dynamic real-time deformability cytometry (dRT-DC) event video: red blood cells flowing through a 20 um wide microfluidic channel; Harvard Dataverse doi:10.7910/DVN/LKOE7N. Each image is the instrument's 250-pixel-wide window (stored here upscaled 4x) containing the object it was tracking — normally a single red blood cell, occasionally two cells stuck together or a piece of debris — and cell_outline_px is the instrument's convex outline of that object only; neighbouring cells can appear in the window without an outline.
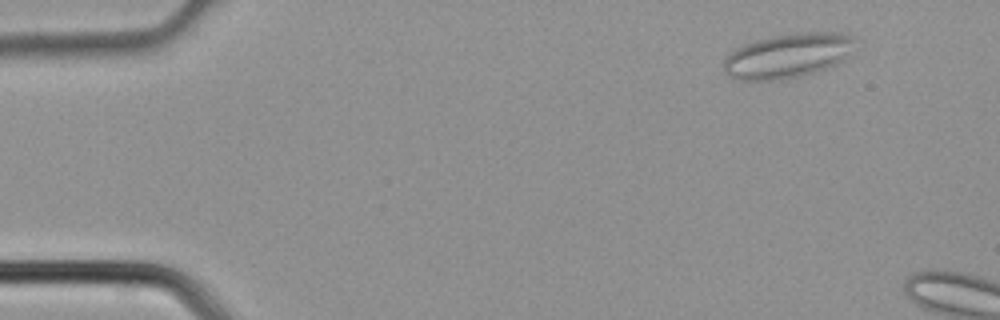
{"species": "common noctule bat (a hibernating species)", "species_latin": "Nyctalus noctula", "temperature_condition": "cold", "stored_images_in_passage": 3, "camera_frame_rate_fps": 3000, "um_per_image_px": 0.085, "animal": {"sex": "male", "body_mass_g": 21.5, "forearm_length_mm": 52.0}, "frame": {"image": 1, "passage_image": 1, "time_ms": 0.0, "image_size_px": [1000, 320], "cell_outline_px": [[860, 40], [836, 64], [800, 76], [772, 80], [740, 80], [728, 76], [724, 72], [724, 60], [728, 52], [744, 44], [756, 40], [776, 36], [800, 32], [844, 32]], "centroid_in_image_um": [66.94, 4.71], "position_along_channel_um": 18.1, "area_um2": 33.87}}